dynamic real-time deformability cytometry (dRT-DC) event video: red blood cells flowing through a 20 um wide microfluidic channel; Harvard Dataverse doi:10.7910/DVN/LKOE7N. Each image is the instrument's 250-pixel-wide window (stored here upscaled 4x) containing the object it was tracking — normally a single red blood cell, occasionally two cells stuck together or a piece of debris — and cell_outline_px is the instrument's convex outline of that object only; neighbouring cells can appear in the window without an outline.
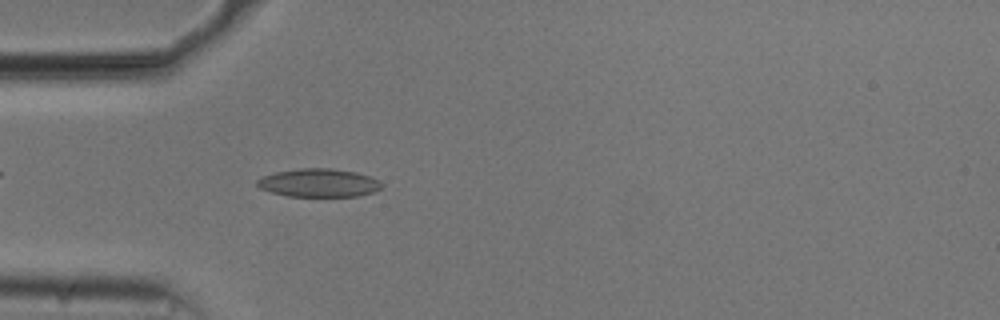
{"species": "common noctule bat (a hibernating species)", "species_latin": "Nyctalus noctula", "temperature_condition": "cold", "stored_images_in_passage": 49, "camera_frame_rate_fps": 3000, "um_per_image_px": 0.085, "animal": {"sex": "male", "body_mass_g": 20.5, "forearm_length_mm": 52.5}, "frame": {"image": 1, "passage_image": 11, "time_ms": 3.333, "image_size_px": [1000, 320], "cell_outline_px": [[384, 184], [376, 192], [360, 196], [288, 196], [272, 192], [260, 188], [256, 184], [256, 180], [260, 176], [276, 172], [300, 168], [332, 168], [356, 172], [372, 176], [380, 180]], "centroid_in_image_um": [27.14, 15.53], "position_along_channel_um": 57.9, "area_um2": 20.81}}
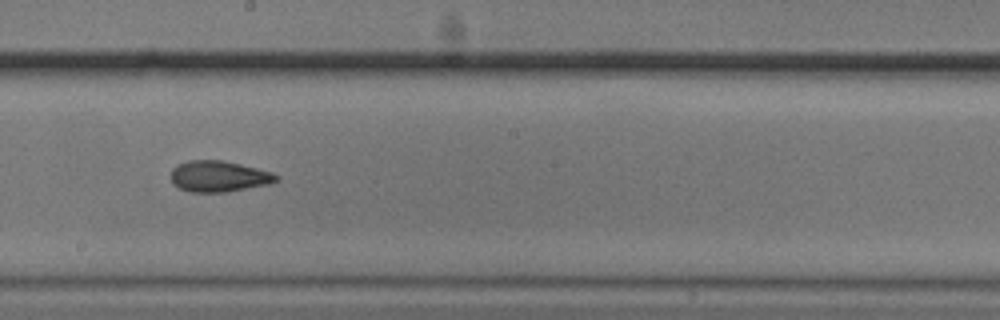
{"frame": {"image": 2, "passage_image": 25, "time_ms": 8.0, "image_size_px": [1000, 320], "cell_outline_px": [[280, 176], [276, 180], [268, 184], [228, 192], [188, 192], [172, 184], [172, 168], [176, 164], [188, 160], [220, 160], [240, 164], [272, 172]], "centroid_in_image_um": [18.57, 14.99], "position_along_channel_um": 229.6, "area_um2": 19.07}}
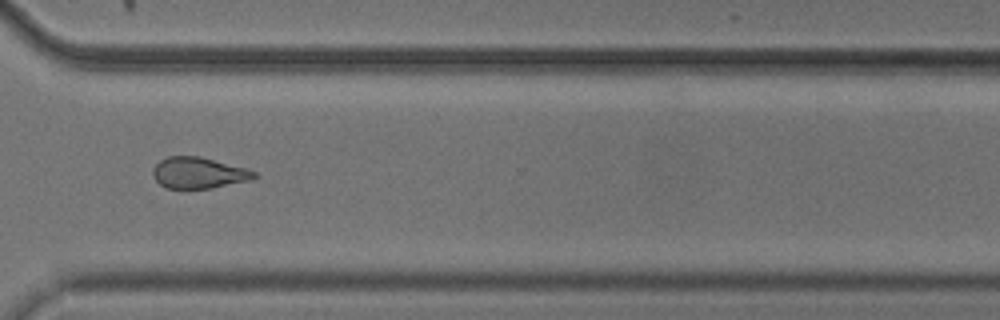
{"frame": {"image": 3, "passage_image": 35, "time_ms": 11.333, "image_size_px": [1000, 320], "cell_outline_px": [[260, 176], [252, 180], [212, 188], [164, 188], [152, 176], [152, 168], [160, 160], [168, 156], [200, 156], [248, 168], [256, 172]], "centroid_in_image_um": [16.92, 14.69], "position_along_channel_um": 353.7, "area_um2": 18.73}, "authors_computed_cell_mechanics": {"area_um2": 19.2474, "velocity_mm_per_s": 3.7477, "shape_relaxation_time_tau1_ms": 3.6983, "shape_relaxation_time_tau2_ms": 3.1429, "deformation_change_tau1": 0.1027, "deformation_change_tau2": 0.1039}}